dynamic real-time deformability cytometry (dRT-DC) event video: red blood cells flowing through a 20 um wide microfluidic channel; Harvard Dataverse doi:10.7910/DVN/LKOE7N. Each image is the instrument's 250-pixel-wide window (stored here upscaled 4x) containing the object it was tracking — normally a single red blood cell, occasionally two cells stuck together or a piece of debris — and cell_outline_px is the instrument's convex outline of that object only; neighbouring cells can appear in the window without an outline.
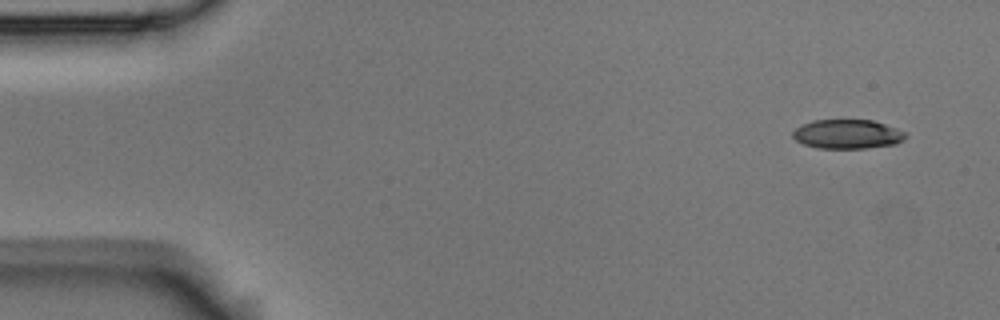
{"species": "Egyptian fruit bat (a non-hibernating species)", "species_latin": "Rousettus aegyptiacus", "temperature_condition": "room temperature", "stored_images_in_passage": 4, "camera_frame_rate_fps": 3000, "um_per_image_px": 0.085, "animal": {"sex": "male"}, "frame": {"image": 1, "passage_image": 1, "time_ms": 0.0, "image_size_px": [1000, 320], "cell_outline_px": [[908, 136], [904, 140], [896, 144], [864, 148], [816, 148], [804, 144], [796, 140], [792, 136], [792, 132], [796, 128], [812, 120], [872, 120], [896, 128], [904, 132]], "centroid_in_image_um": [72.03, 11.4], "position_along_channel_um": 13.0, "area_um2": 19.13}}
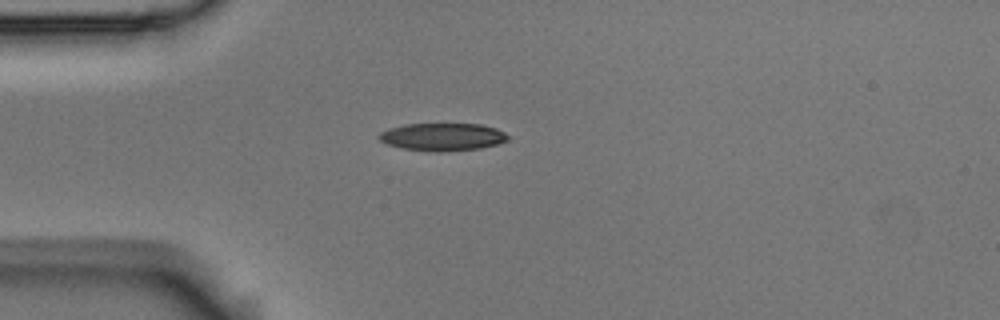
{"frame": {"image": 2, "passage_image": 4, "time_ms": 1.0, "image_size_px": [1000, 320], "cell_outline_px": [[508, 140], [500, 144], [480, 148], [444, 152], [436, 152], [400, 148], [388, 144], [380, 140], [376, 136], [380, 132], [388, 128], [404, 124], [480, 124], [496, 128], [504, 132], [508, 136]], "centroid_in_image_um": [37.6, 11.64], "position_along_channel_um": 47.4, "area_um2": 20.98}}